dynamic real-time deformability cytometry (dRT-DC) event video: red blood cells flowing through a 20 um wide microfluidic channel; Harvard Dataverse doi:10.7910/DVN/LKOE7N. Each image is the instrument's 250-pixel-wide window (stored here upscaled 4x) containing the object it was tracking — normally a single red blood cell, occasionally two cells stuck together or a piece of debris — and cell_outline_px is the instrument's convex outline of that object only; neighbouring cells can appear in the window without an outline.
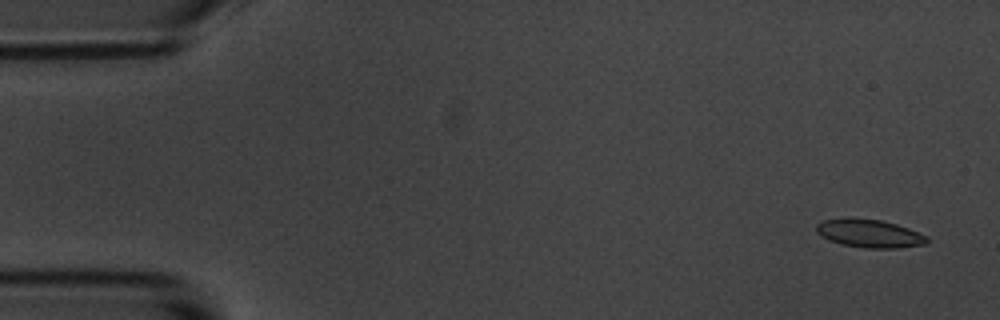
{"species": "common noctule bat (a hibernating species)", "species_latin": "Nyctalus noctula", "temperature_condition": "room temperature", "stored_images_in_passage": 5, "camera_frame_rate_fps": 3000, "um_per_image_px": 0.085, "animal": {"sex": "male", "body_mass_g": 20.1, "forearm_length_mm": 53.5}, "frame": {"image": 1, "passage_image": 1, "time_ms": 0.0, "image_size_px": [1000, 320], "cell_outline_px": [[928, 240], [924, 244], [896, 248], [864, 248], [840, 244], [828, 240], [820, 236], [816, 232], [816, 224], [820, 220], [880, 220], [896, 224], [908, 228], [928, 236]], "centroid_in_image_um": [73.89, 19.88], "position_along_channel_um": 11.1, "area_um2": 17.69}}
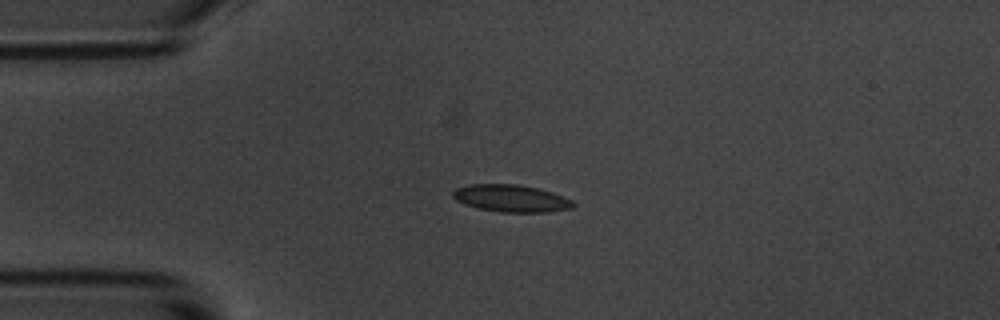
{"frame": {"image": 2, "passage_image": 4, "time_ms": 3.667, "image_size_px": [1000, 320], "cell_outline_px": [[576, 204], [572, 208], [548, 212], [500, 212], [476, 208], [464, 204], [456, 200], [452, 196], [452, 192], [456, 188], [468, 184], [516, 184], [536, 188], [552, 192], [572, 200]], "centroid_in_image_um": [43.42, 16.86], "position_along_channel_um": 41.6, "area_um2": 19.13}}